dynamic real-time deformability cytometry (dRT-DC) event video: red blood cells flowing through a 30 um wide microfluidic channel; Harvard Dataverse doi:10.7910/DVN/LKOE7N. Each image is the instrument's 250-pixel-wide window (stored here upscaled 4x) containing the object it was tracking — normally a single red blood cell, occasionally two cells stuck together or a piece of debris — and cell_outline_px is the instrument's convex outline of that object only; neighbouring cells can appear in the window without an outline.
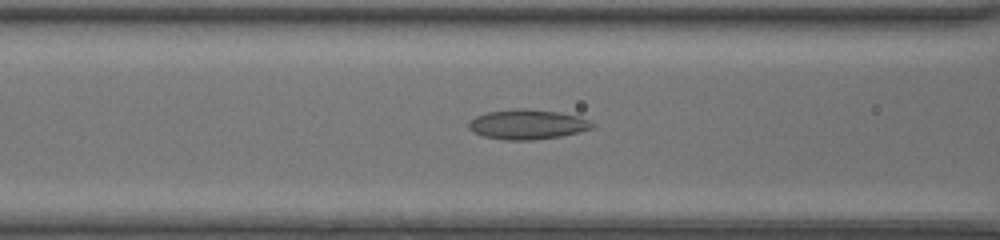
{"species": "common noctule bat (a hibernating species)", "species_latin": "Nyctalus noctula", "temperature_condition": "room temperature", "stored_images_in_passage": 37, "camera_frame_rate_fps": 3000, "um_per_image_px": 0.085, "animal": {"sex": "female", "body_mass_g": 20.0, "forearm_length_mm": 54.0}, "frame": {"image": 1, "passage_image": 11, "time_ms": 3.333, "image_size_px": [1000, 240], "cell_outline_px": [[596, 124], [592, 128], [580, 132], [560, 136], [532, 140], [504, 140], [484, 136], [472, 132], [468, 128], [468, 124], [476, 116], [488, 112], [512, 108], [528, 108], [560, 112], [580, 116]], "centroid_in_image_um": [44.85, 10.56], "position_along_channel_um": 121.8, "area_um2": 21.68}}
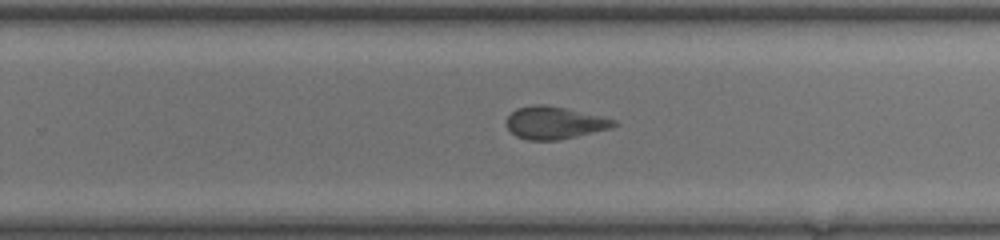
{"frame": {"image": 2, "passage_image": 22, "time_ms": 7.0, "image_size_px": [1000, 240], "cell_outline_px": [[616, 124], [612, 128], [560, 140], [528, 140], [516, 136], [508, 128], [508, 116], [516, 108], [532, 104], [544, 104], [564, 108], [616, 120]], "centroid_in_image_um": [47.11, 10.44], "position_along_channel_um": 282.7, "area_um2": 20.06}}
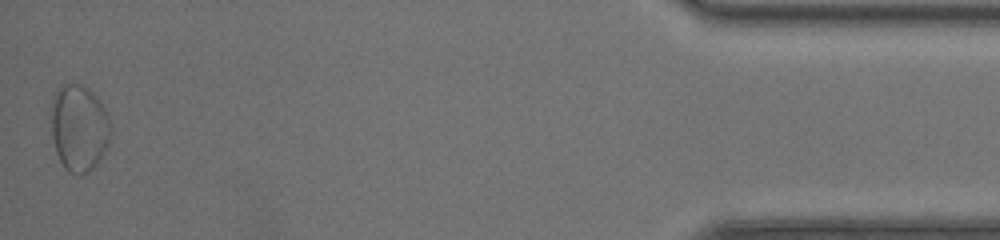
{"frame": {"image": 3, "passage_image": 37, "time_ms": 12.0, "image_size_px": [1000, 240], "cell_outline_px": [[112, 128], [108, 144], [96, 164], [88, 172], [80, 176], [68, 172], [64, 168], [56, 152], [52, 136], [52, 96], [60, 84], [84, 84], [100, 100], [112, 124]], "centroid_in_image_um": [6.72, 10.86], "position_along_channel_um": 428.5, "area_um2": 30.35}, "authors_computed_cell_mechanics": {"area_um2": 21.1548, "velocity_mm_per_s": 4.409, "shape_relaxation_time_tau1_ms": null, "shape_relaxation_time_tau2_ms": 1.4193, "deformation_change_tau1": null, "deformation_change_tau2": 0.0835}}